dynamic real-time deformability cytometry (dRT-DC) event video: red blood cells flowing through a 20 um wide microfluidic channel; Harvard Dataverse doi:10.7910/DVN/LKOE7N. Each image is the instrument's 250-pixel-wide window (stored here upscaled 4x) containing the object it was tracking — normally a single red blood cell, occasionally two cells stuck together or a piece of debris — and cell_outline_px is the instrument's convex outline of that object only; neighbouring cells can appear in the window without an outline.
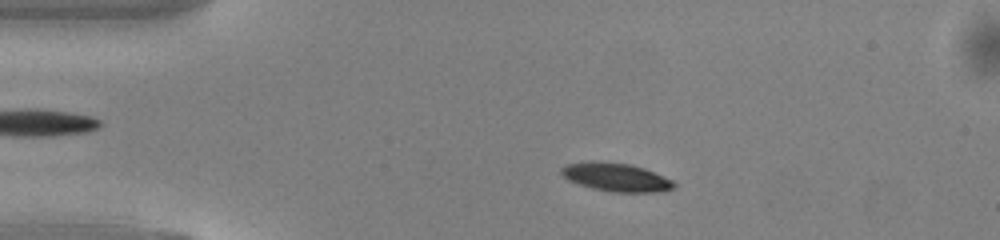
{"species": "common noctule bat (a hibernating species)", "species_latin": "Nyctalus noctula", "temperature_condition": "warm", "stored_images_in_passage": 48, "camera_frame_rate_fps": 3000, "um_per_image_px": 0.085, "animal": {"sex": "male", "body_mass_g": 13.0, "forearm_length_mm": 53.1}, "frame": {"image": 1, "passage_image": 8, "time_ms": 2.333, "image_size_px": [1000, 240], "cell_outline_px": [[676, 188], [656, 192], [612, 192], [592, 188], [568, 180], [560, 172], [560, 168], [568, 164], [628, 164], [644, 168], [672, 180], [676, 184]], "centroid_in_image_um": [52.45, 15.12], "position_along_channel_um": 32.6, "area_um2": 17.69}}
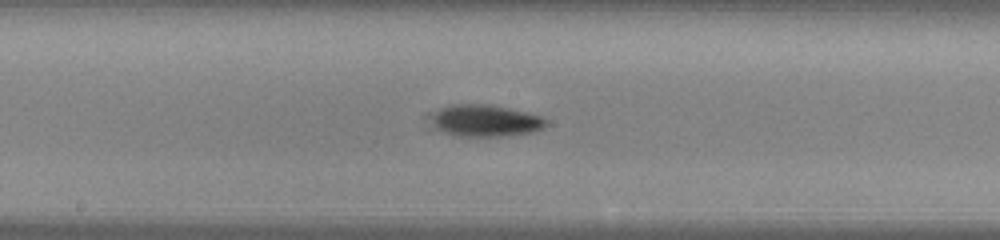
{"frame": {"image": 2, "passage_image": 24, "time_ms": 7.667, "image_size_px": [1000, 240], "cell_outline_px": [[548, 124], [544, 128], [532, 132], [508, 136], [452, 136], [440, 132], [436, 124], [436, 112], [440, 108], [452, 104], [488, 104], [508, 108], [540, 116], [548, 120]], "centroid_in_image_um": [41.33, 10.27], "position_along_channel_um": 206.9, "area_um2": 21.04}}
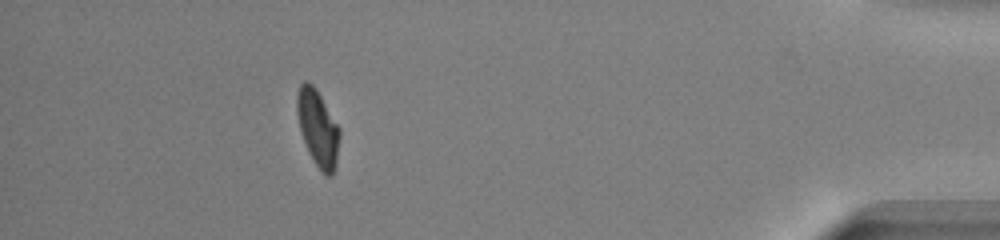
{"frame": {"image": 3, "passage_image": 43, "time_ms": 14.0, "image_size_px": [1000, 240], "cell_outline_px": [[340, 136], [336, 164], [332, 176], [324, 176], [308, 152], [300, 132], [296, 112], [296, 96], [300, 84], [304, 80], [308, 80], [316, 88], [340, 128]], "centroid_in_image_um": [27.0, 10.87], "position_along_channel_um": 408.2, "area_um2": 19.25}, "authors_computed_cell_mechanics": {"area_um2": 19.652, "velocity_mm_per_s": 4.1119, "shape_relaxation_time_tau1_ms": 2.623, "shape_relaxation_time_tau2_ms": 4.6954, "deformation_change_tau1": 0.1396, "deformation_change_tau2": 0.0995}}